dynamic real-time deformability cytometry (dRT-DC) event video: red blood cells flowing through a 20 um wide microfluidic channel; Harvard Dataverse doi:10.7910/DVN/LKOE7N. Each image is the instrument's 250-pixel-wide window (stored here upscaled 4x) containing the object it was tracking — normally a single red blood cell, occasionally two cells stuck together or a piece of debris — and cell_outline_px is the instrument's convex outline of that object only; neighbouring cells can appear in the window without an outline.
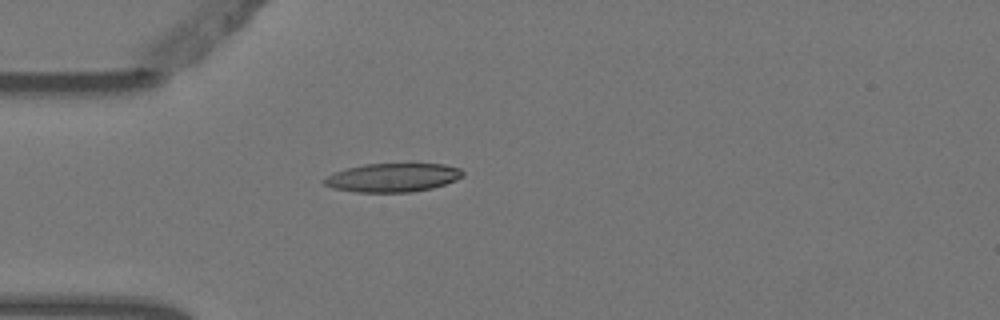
{"species": "Egyptian fruit bat (a non-hibernating species)", "species_latin": "Rousettus aegyptiacus", "temperature_condition": "warm", "stored_images_in_passage": 1, "camera_frame_rate_fps": 3000, "um_per_image_px": 0.085, "animal": {"sex": "female"}, "frame": {"image": 1, "passage_image": 1, "time_ms": 0.0, "image_size_px": [1000, 320], "cell_outline_px": [[464, 176], [456, 180], [432, 188], [412, 192], [356, 192], [332, 188], [324, 184], [320, 180], [332, 172], [364, 164], [444, 164], [460, 168], [464, 172]], "centroid_in_image_um": [33.35, 15.09], "position_along_channel_um": 51.6, "area_um2": 23.29}}